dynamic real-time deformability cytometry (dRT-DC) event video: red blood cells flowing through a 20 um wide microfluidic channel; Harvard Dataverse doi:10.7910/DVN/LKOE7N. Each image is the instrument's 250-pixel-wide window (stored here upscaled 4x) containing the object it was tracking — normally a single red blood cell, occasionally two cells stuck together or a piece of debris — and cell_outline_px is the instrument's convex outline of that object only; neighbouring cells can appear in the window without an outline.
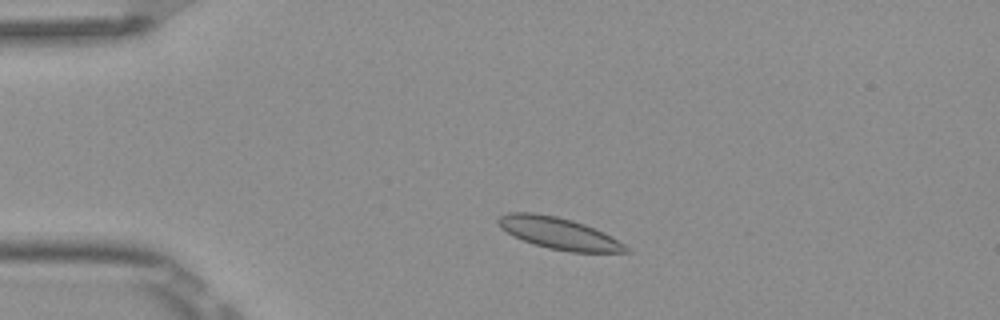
{"species": "Egyptian fruit bat (a non-hibernating species)", "species_latin": "Rousettus aegyptiacus", "temperature_condition": "room temperature", "stored_images_in_passage": 4, "camera_frame_rate_fps": 3000, "um_per_image_px": 0.085, "frame": {"image": 1, "passage_image": 3, "time_ms": 0.667, "image_size_px": [1000, 320], "cell_outline_px": [[632, 252], [568, 252], [548, 248], [524, 240], [500, 228], [496, 224], [496, 220], [500, 216], [508, 212], [532, 212], [556, 216], [572, 220], [584, 224], [604, 232], [624, 244]], "centroid_in_image_um": [47.49, 19.82], "position_along_channel_um": 37.5, "area_um2": 23.41}}